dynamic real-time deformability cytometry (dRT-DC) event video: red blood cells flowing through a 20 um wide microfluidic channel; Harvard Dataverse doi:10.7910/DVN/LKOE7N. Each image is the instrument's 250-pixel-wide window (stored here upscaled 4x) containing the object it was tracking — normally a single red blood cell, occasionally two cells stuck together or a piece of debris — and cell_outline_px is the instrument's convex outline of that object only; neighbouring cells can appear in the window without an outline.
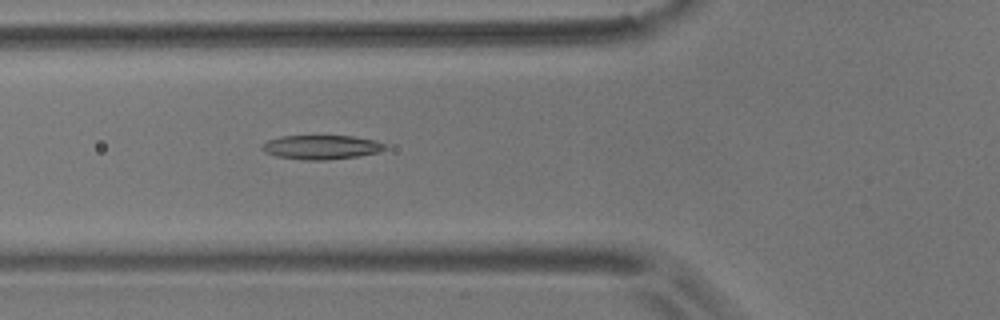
{"species": "common noctule bat (a hibernating species)", "species_latin": "Nyctalus noctula", "temperature_condition": "room temperature", "stored_images_in_passage": 6, "camera_frame_rate_fps": 3000, "um_per_image_px": 0.085, "animal": {"sex": "male", "body_mass_g": 17.9}, "frame": {"image": 1, "passage_image": 6, "time_ms": 5.667, "image_size_px": [1000, 320], "cell_outline_px": [[388, 148], [376, 152], [360, 156], [328, 160], [304, 160], [276, 156], [264, 152], [260, 148], [260, 144], [268, 140], [280, 136], [352, 136], [376, 140], [384, 144]], "centroid_in_image_um": [27.28, 12.51], "position_along_channel_um": 98.5, "area_um2": 17.46}}